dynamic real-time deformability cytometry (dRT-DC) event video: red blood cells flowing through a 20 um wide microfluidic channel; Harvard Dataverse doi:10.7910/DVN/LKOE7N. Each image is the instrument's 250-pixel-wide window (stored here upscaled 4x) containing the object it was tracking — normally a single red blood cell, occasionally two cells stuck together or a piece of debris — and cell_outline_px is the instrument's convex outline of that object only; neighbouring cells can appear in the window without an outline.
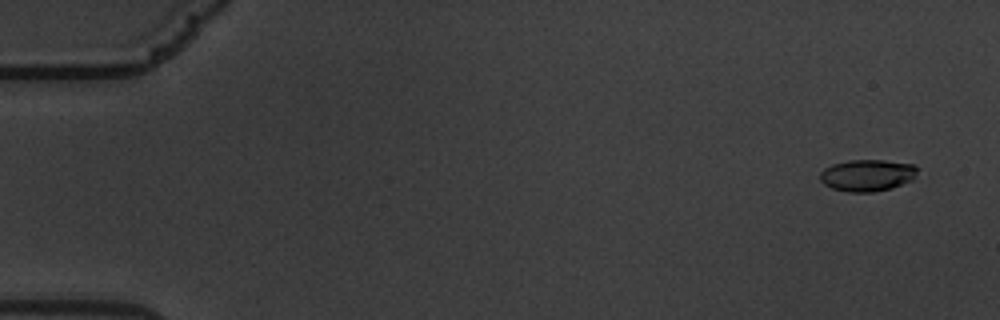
{"species": "common noctule bat (a hibernating species)", "species_latin": "Nyctalus noctula", "temperature_condition": "warm", "stored_images_in_passage": 60, "camera_frame_rate_fps": 3000, "um_per_image_px": 0.085, "animal": {"sex": "male", "body_mass_g": 19.5, "forearm_length_mm": 54.6}, "frame": {"image": 1, "passage_image": 4, "time_ms": 1.0, "image_size_px": [1000, 320], "cell_outline_px": [[920, 168], [912, 180], [892, 188], [872, 192], [848, 192], [832, 188], [824, 184], [820, 180], [820, 172], [824, 168], [832, 164], [848, 160], [884, 160], [912, 164]], "centroid_in_image_um": [73.72, 14.89], "position_along_channel_um": 11.3, "area_um2": 18.15}}
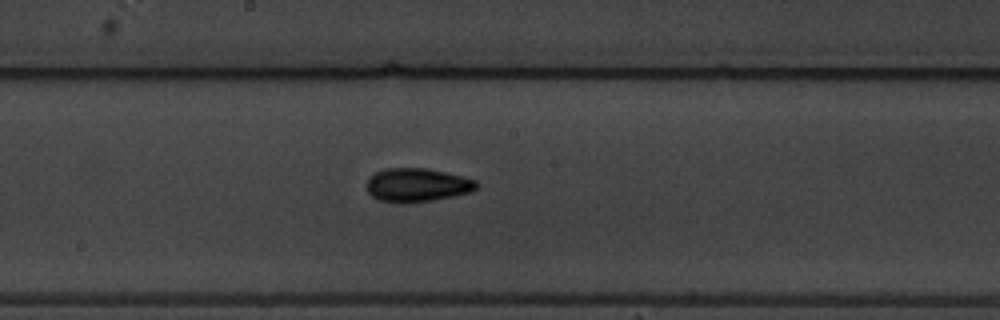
{"frame": {"image": 2, "passage_image": 34, "time_ms": 11.0, "image_size_px": [1000, 320], "cell_outline_px": [[480, 184], [472, 192], [432, 200], [400, 204], [380, 200], [372, 196], [368, 192], [368, 180], [376, 172], [384, 168], [428, 168], [476, 180]], "centroid_in_image_um": [35.47, 15.73], "position_along_channel_um": 212.7, "area_um2": 21.44}}
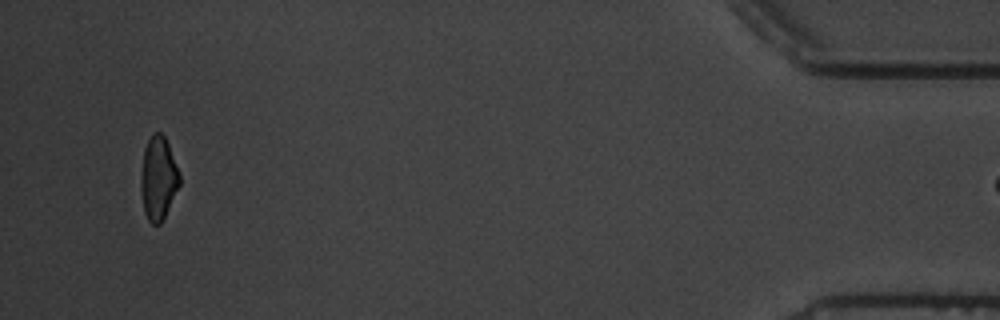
{"frame": {"image": 3, "passage_image": 59, "time_ms": 19.333, "image_size_px": [1000, 320], "cell_outline_px": [[180, 184], [160, 224], [152, 224], [148, 220], [144, 212], [140, 188], [140, 180], [144, 148], [152, 132], [160, 132], [164, 136], [168, 144], [180, 176]], "centroid_in_image_um": [13.43, 15.14], "position_along_channel_um": 421.8, "area_um2": 18.61}}